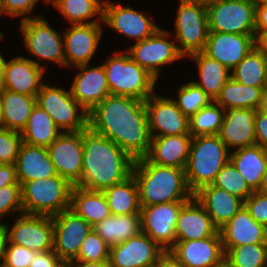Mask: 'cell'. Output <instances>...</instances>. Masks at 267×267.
I'll list each match as a JSON object with an SVG mask.
<instances>
[{"mask_svg":"<svg viewBox=\"0 0 267 267\" xmlns=\"http://www.w3.org/2000/svg\"><path fill=\"white\" fill-rule=\"evenodd\" d=\"M87 127L134 160L147 156L152 140L145 101L109 94L87 113Z\"/></svg>","mask_w":267,"mask_h":267,"instance_id":"6da1fadb","label":"cell"},{"mask_svg":"<svg viewBox=\"0 0 267 267\" xmlns=\"http://www.w3.org/2000/svg\"><path fill=\"white\" fill-rule=\"evenodd\" d=\"M81 188L103 191L132 176L135 160L109 138L83 130Z\"/></svg>","mask_w":267,"mask_h":267,"instance_id":"7a4b0ae2","label":"cell"},{"mask_svg":"<svg viewBox=\"0 0 267 267\" xmlns=\"http://www.w3.org/2000/svg\"><path fill=\"white\" fill-rule=\"evenodd\" d=\"M132 175L138 185L141 207L189 201L194 197L185 169L154 164L144 157L135 160Z\"/></svg>","mask_w":267,"mask_h":267,"instance_id":"3957f363","label":"cell"},{"mask_svg":"<svg viewBox=\"0 0 267 267\" xmlns=\"http://www.w3.org/2000/svg\"><path fill=\"white\" fill-rule=\"evenodd\" d=\"M228 150L219 135L192 138L185 174L193 193L214 182L217 174L230 160Z\"/></svg>","mask_w":267,"mask_h":267,"instance_id":"277c9868","label":"cell"},{"mask_svg":"<svg viewBox=\"0 0 267 267\" xmlns=\"http://www.w3.org/2000/svg\"><path fill=\"white\" fill-rule=\"evenodd\" d=\"M103 67L110 94L146 101L154 93L157 79L134 62L127 52L107 58Z\"/></svg>","mask_w":267,"mask_h":267,"instance_id":"5b68a950","label":"cell"},{"mask_svg":"<svg viewBox=\"0 0 267 267\" xmlns=\"http://www.w3.org/2000/svg\"><path fill=\"white\" fill-rule=\"evenodd\" d=\"M73 187L58 174L25 182L21 186L23 213L52 217L69 209Z\"/></svg>","mask_w":267,"mask_h":267,"instance_id":"8992f818","label":"cell"},{"mask_svg":"<svg viewBox=\"0 0 267 267\" xmlns=\"http://www.w3.org/2000/svg\"><path fill=\"white\" fill-rule=\"evenodd\" d=\"M206 8L209 32L255 35V0H216Z\"/></svg>","mask_w":267,"mask_h":267,"instance_id":"52a82bcc","label":"cell"},{"mask_svg":"<svg viewBox=\"0 0 267 267\" xmlns=\"http://www.w3.org/2000/svg\"><path fill=\"white\" fill-rule=\"evenodd\" d=\"M36 104L44 109L64 132H80L87 128V112L73 98L71 91L42 84ZM78 108L80 114L78 113Z\"/></svg>","mask_w":267,"mask_h":267,"instance_id":"ba28073f","label":"cell"},{"mask_svg":"<svg viewBox=\"0 0 267 267\" xmlns=\"http://www.w3.org/2000/svg\"><path fill=\"white\" fill-rule=\"evenodd\" d=\"M175 21V37L184 56L204 51L208 34V15L206 5L188 0H179Z\"/></svg>","mask_w":267,"mask_h":267,"instance_id":"9c48e42d","label":"cell"},{"mask_svg":"<svg viewBox=\"0 0 267 267\" xmlns=\"http://www.w3.org/2000/svg\"><path fill=\"white\" fill-rule=\"evenodd\" d=\"M24 45L32 55L65 66L62 35L48 25L41 16H25L20 21Z\"/></svg>","mask_w":267,"mask_h":267,"instance_id":"30bf717a","label":"cell"},{"mask_svg":"<svg viewBox=\"0 0 267 267\" xmlns=\"http://www.w3.org/2000/svg\"><path fill=\"white\" fill-rule=\"evenodd\" d=\"M187 201H173L141 207V231L168 252L176 243L179 211Z\"/></svg>","mask_w":267,"mask_h":267,"instance_id":"8fae6325","label":"cell"},{"mask_svg":"<svg viewBox=\"0 0 267 267\" xmlns=\"http://www.w3.org/2000/svg\"><path fill=\"white\" fill-rule=\"evenodd\" d=\"M170 36L168 31L160 28L152 36L136 42L126 52L134 62L158 79L161 66L184 57L178 45L168 41Z\"/></svg>","mask_w":267,"mask_h":267,"instance_id":"7c38bea8","label":"cell"},{"mask_svg":"<svg viewBox=\"0 0 267 267\" xmlns=\"http://www.w3.org/2000/svg\"><path fill=\"white\" fill-rule=\"evenodd\" d=\"M54 223L53 251L64 262L75 260L84 239L93 229L70 208L52 216Z\"/></svg>","mask_w":267,"mask_h":267,"instance_id":"4fadbf2b","label":"cell"},{"mask_svg":"<svg viewBox=\"0 0 267 267\" xmlns=\"http://www.w3.org/2000/svg\"><path fill=\"white\" fill-rule=\"evenodd\" d=\"M47 150L57 174L73 186H78L84 153L83 131L62 132Z\"/></svg>","mask_w":267,"mask_h":267,"instance_id":"5bb4252c","label":"cell"},{"mask_svg":"<svg viewBox=\"0 0 267 267\" xmlns=\"http://www.w3.org/2000/svg\"><path fill=\"white\" fill-rule=\"evenodd\" d=\"M166 251L142 231L110 247L109 267H154Z\"/></svg>","mask_w":267,"mask_h":267,"instance_id":"9a60e30c","label":"cell"},{"mask_svg":"<svg viewBox=\"0 0 267 267\" xmlns=\"http://www.w3.org/2000/svg\"><path fill=\"white\" fill-rule=\"evenodd\" d=\"M9 234V242L31 251L53 250L54 223L51 216L21 214L15 219Z\"/></svg>","mask_w":267,"mask_h":267,"instance_id":"2e32d148","label":"cell"},{"mask_svg":"<svg viewBox=\"0 0 267 267\" xmlns=\"http://www.w3.org/2000/svg\"><path fill=\"white\" fill-rule=\"evenodd\" d=\"M145 105L151 137L190 134L189 118L177 107L174 99L157 96L154 92Z\"/></svg>","mask_w":267,"mask_h":267,"instance_id":"e0dca14e","label":"cell"},{"mask_svg":"<svg viewBox=\"0 0 267 267\" xmlns=\"http://www.w3.org/2000/svg\"><path fill=\"white\" fill-rule=\"evenodd\" d=\"M168 252L187 267H220L225 264L220 231L200 240L176 241Z\"/></svg>","mask_w":267,"mask_h":267,"instance_id":"ac0fdd59","label":"cell"},{"mask_svg":"<svg viewBox=\"0 0 267 267\" xmlns=\"http://www.w3.org/2000/svg\"><path fill=\"white\" fill-rule=\"evenodd\" d=\"M119 33L137 42L152 36L158 29L157 25L151 22L144 13L133 8L124 7L119 3L115 5L105 1L103 4V22Z\"/></svg>","mask_w":267,"mask_h":267,"instance_id":"d6986e66","label":"cell"},{"mask_svg":"<svg viewBox=\"0 0 267 267\" xmlns=\"http://www.w3.org/2000/svg\"><path fill=\"white\" fill-rule=\"evenodd\" d=\"M63 33L65 66L73 63L74 67L89 64L102 35L101 25H71Z\"/></svg>","mask_w":267,"mask_h":267,"instance_id":"ffe728a7","label":"cell"},{"mask_svg":"<svg viewBox=\"0 0 267 267\" xmlns=\"http://www.w3.org/2000/svg\"><path fill=\"white\" fill-rule=\"evenodd\" d=\"M254 36L209 32L203 52L231 71L255 47Z\"/></svg>","mask_w":267,"mask_h":267,"instance_id":"44dd1931","label":"cell"},{"mask_svg":"<svg viewBox=\"0 0 267 267\" xmlns=\"http://www.w3.org/2000/svg\"><path fill=\"white\" fill-rule=\"evenodd\" d=\"M46 66H41L39 61L26 57H14L5 60L4 82L5 89L29 96H37L42 86V78Z\"/></svg>","mask_w":267,"mask_h":267,"instance_id":"7402d4cb","label":"cell"},{"mask_svg":"<svg viewBox=\"0 0 267 267\" xmlns=\"http://www.w3.org/2000/svg\"><path fill=\"white\" fill-rule=\"evenodd\" d=\"M88 66L89 64L76 67L81 72L76 75L70 88L73 98L87 113L110 94L103 65Z\"/></svg>","mask_w":267,"mask_h":267,"instance_id":"603a6c76","label":"cell"},{"mask_svg":"<svg viewBox=\"0 0 267 267\" xmlns=\"http://www.w3.org/2000/svg\"><path fill=\"white\" fill-rule=\"evenodd\" d=\"M219 231L225 253L236 246L267 243V228L257 223L244 205Z\"/></svg>","mask_w":267,"mask_h":267,"instance_id":"cb8c5ba5","label":"cell"},{"mask_svg":"<svg viewBox=\"0 0 267 267\" xmlns=\"http://www.w3.org/2000/svg\"><path fill=\"white\" fill-rule=\"evenodd\" d=\"M175 229L176 241L200 240L219 232L211 216L195 197L182 206Z\"/></svg>","mask_w":267,"mask_h":267,"instance_id":"d4e9b609","label":"cell"},{"mask_svg":"<svg viewBox=\"0 0 267 267\" xmlns=\"http://www.w3.org/2000/svg\"><path fill=\"white\" fill-rule=\"evenodd\" d=\"M256 110L243 108L225 109V116L219 136L227 148L236 149L255 144Z\"/></svg>","mask_w":267,"mask_h":267,"instance_id":"484cf974","label":"cell"},{"mask_svg":"<svg viewBox=\"0 0 267 267\" xmlns=\"http://www.w3.org/2000/svg\"><path fill=\"white\" fill-rule=\"evenodd\" d=\"M192 138L191 134L152 137L146 158L154 164L185 169Z\"/></svg>","mask_w":267,"mask_h":267,"instance_id":"4316f807","label":"cell"},{"mask_svg":"<svg viewBox=\"0 0 267 267\" xmlns=\"http://www.w3.org/2000/svg\"><path fill=\"white\" fill-rule=\"evenodd\" d=\"M18 183L56 176L57 172L52 163L47 147L32 146L22 143L15 161Z\"/></svg>","mask_w":267,"mask_h":267,"instance_id":"83f0119b","label":"cell"},{"mask_svg":"<svg viewBox=\"0 0 267 267\" xmlns=\"http://www.w3.org/2000/svg\"><path fill=\"white\" fill-rule=\"evenodd\" d=\"M194 197L204 207L219 229L244 205L241 198L212 184L201 187L194 193Z\"/></svg>","mask_w":267,"mask_h":267,"instance_id":"f1b7e54d","label":"cell"},{"mask_svg":"<svg viewBox=\"0 0 267 267\" xmlns=\"http://www.w3.org/2000/svg\"><path fill=\"white\" fill-rule=\"evenodd\" d=\"M230 161L242 174L248 186L257 191L267 170V148L254 144L235 149L230 155Z\"/></svg>","mask_w":267,"mask_h":267,"instance_id":"f546056e","label":"cell"},{"mask_svg":"<svg viewBox=\"0 0 267 267\" xmlns=\"http://www.w3.org/2000/svg\"><path fill=\"white\" fill-rule=\"evenodd\" d=\"M92 228L109 247H112L141 232V216L140 214L110 215Z\"/></svg>","mask_w":267,"mask_h":267,"instance_id":"4dcf8cb0","label":"cell"},{"mask_svg":"<svg viewBox=\"0 0 267 267\" xmlns=\"http://www.w3.org/2000/svg\"><path fill=\"white\" fill-rule=\"evenodd\" d=\"M70 209L91 226L111 215L102 191H92L79 186L73 187Z\"/></svg>","mask_w":267,"mask_h":267,"instance_id":"1f68e13d","label":"cell"},{"mask_svg":"<svg viewBox=\"0 0 267 267\" xmlns=\"http://www.w3.org/2000/svg\"><path fill=\"white\" fill-rule=\"evenodd\" d=\"M199 70L200 81L193 82L200 87L213 101L219 96L221 89L231 78V71L216 59L206 55L203 51L190 55Z\"/></svg>","mask_w":267,"mask_h":267,"instance_id":"d6a6232c","label":"cell"},{"mask_svg":"<svg viewBox=\"0 0 267 267\" xmlns=\"http://www.w3.org/2000/svg\"><path fill=\"white\" fill-rule=\"evenodd\" d=\"M61 133L51 116L36 104L21 136L23 142L28 145L48 147Z\"/></svg>","mask_w":267,"mask_h":267,"instance_id":"836d02e7","label":"cell"},{"mask_svg":"<svg viewBox=\"0 0 267 267\" xmlns=\"http://www.w3.org/2000/svg\"><path fill=\"white\" fill-rule=\"evenodd\" d=\"M3 104V127L22 132L33 107L36 105V96L23 95L5 89L1 95Z\"/></svg>","mask_w":267,"mask_h":267,"instance_id":"e575fe53","label":"cell"},{"mask_svg":"<svg viewBox=\"0 0 267 267\" xmlns=\"http://www.w3.org/2000/svg\"><path fill=\"white\" fill-rule=\"evenodd\" d=\"M102 192L109 205L111 215L140 214L139 190L133 175Z\"/></svg>","mask_w":267,"mask_h":267,"instance_id":"d590c367","label":"cell"},{"mask_svg":"<svg viewBox=\"0 0 267 267\" xmlns=\"http://www.w3.org/2000/svg\"><path fill=\"white\" fill-rule=\"evenodd\" d=\"M264 89L241 84L231 77L221 89L215 102L224 109L237 107L257 110Z\"/></svg>","mask_w":267,"mask_h":267,"instance_id":"8d00e7d4","label":"cell"},{"mask_svg":"<svg viewBox=\"0 0 267 267\" xmlns=\"http://www.w3.org/2000/svg\"><path fill=\"white\" fill-rule=\"evenodd\" d=\"M231 77L241 84L267 87V57L255 47L231 70Z\"/></svg>","mask_w":267,"mask_h":267,"instance_id":"74e56055","label":"cell"},{"mask_svg":"<svg viewBox=\"0 0 267 267\" xmlns=\"http://www.w3.org/2000/svg\"><path fill=\"white\" fill-rule=\"evenodd\" d=\"M103 4L104 0H56L53 5L70 22L69 24L79 25L103 22ZM92 17L97 19L88 21Z\"/></svg>","mask_w":267,"mask_h":267,"instance_id":"f35d334b","label":"cell"},{"mask_svg":"<svg viewBox=\"0 0 267 267\" xmlns=\"http://www.w3.org/2000/svg\"><path fill=\"white\" fill-rule=\"evenodd\" d=\"M224 116L225 109L212 101L189 118L191 136L219 135Z\"/></svg>","mask_w":267,"mask_h":267,"instance_id":"ab89813d","label":"cell"},{"mask_svg":"<svg viewBox=\"0 0 267 267\" xmlns=\"http://www.w3.org/2000/svg\"><path fill=\"white\" fill-rule=\"evenodd\" d=\"M229 267H264L267 265V243L241 245L225 253Z\"/></svg>","mask_w":267,"mask_h":267,"instance_id":"60d3db41","label":"cell"},{"mask_svg":"<svg viewBox=\"0 0 267 267\" xmlns=\"http://www.w3.org/2000/svg\"><path fill=\"white\" fill-rule=\"evenodd\" d=\"M212 185L241 198L243 201L254 192L230 160L217 174Z\"/></svg>","mask_w":267,"mask_h":267,"instance_id":"b9f144b4","label":"cell"},{"mask_svg":"<svg viewBox=\"0 0 267 267\" xmlns=\"http://www.w3.org/2000/svg\"><path fill=\"white\" fill-rule=\"evenodd\" d=\"M178 100H174L182 113L190 118L201 108L208 106L213 100L193 81L183 84L178 91Z\"/></svg>","mask_w":267,"mask_h":267,"instance_id":"7bdbcfd3","label":"cell"},{"mask_svg":"<svg viewBox=\"0 0 267 267\" xmlns=\"http://www.w3.org/2000/svg\"><path fill=\"white\" fill-rule=\"evenodd\" d=\"M110 247L92 229L81 244L78 257L73 261L108 262Z\"/></svg>","mask_w":267,"mask_h":267,"instance_id":"ee69618b","label":"cell"},{"mask_svg":"<svg viewBox=\"0 0 267 267\" xmlns=\"http://www.w3.org/2000/svg\"><path fill=\"white\" fill-rule=\"evenodd\" d=\"M22 143L20 132L0 127V164H15Z\"/></svg>","mask_w":267,"mask_h":267,"instance_id":"f6af8a7d","label":"cell"},{"mask_svg":"<svg viewBox=\"0 0 267 267\" xmlns=\"http://www.w3.org/2000/svg\"><path fill=\"white\" fill-rule=\"evenodd\" d=\"M14 211H20V214H23L20 184H11L0 188V218Z\"/></svg>","mask_w":267,"mask_h":267,"instance_id":"bcb514c9","label":"cell"},{"mask_svg":"<svg viewBox=\"0 0 267 267\" xmlns=\"http://www.w3.org/2000/svg\"><path fill=\"white\" fill-rule=\"evenodd\" d=\"M37 253L9 242L2 267H29Z\"/></svg>","mask_w":267,"mask_h":267,"instance_id":"7dc6e473","label":"cell"},{"mask_svg":"<svg viewBox=\"0 0 267 267\" xmlns=\"http://www.w3.org/2000/svg\"><path fill=\"white\" fill-rule=\"evenodd\" d=\"M244 206L257 223L267 228V193L254 191L244 201Z\"/></svg>","mask_w":267,"mask_h":267,"instance_id":"c3c4849f","label":"cell"},{"mask_svg":"<svg viewBox=\"0 0 267 267\" xmlns=\"http://www.w3.org/2000/svg\"><path fill=\"white\" fill-rule=\"evenodd\" d=\"M6 14L12 17L30 13L39 0H3Z\"/></svg>","mask_w":267,"mask_h":267,"instance_id":"681fc988","label":"cell"},{"mask_svg":"<svg viewBox=\"0 0 267 267\" xmlns=\"http://www.w3.org/2000/svg\"><path fill=\"white\" fill-rule=\"evenodd\" d=\"M29 267H65V263L53 250H49L37 253Z\"/></svg>","mask_w":267,"mask_h":267,"instance_id":"f907efd6","label":"cell"},{"mask_svg":"<svg viewBox=\"0 0 267 267\" xmlns=\"http://www.w3.org/2000/svg\"><path fill=\"white\" fill-rule=\"evenodd\" d=\"M255 144L267 148V113L256 110Z\"/></svg>","mask_w":267,"mask_h":267,"instance_id":"816d5d0a","label":"cell"},{"mask_svg":"<svg viewBox=\"0 0 267 267\" xmlns=\"http://www.w3.org/2000/svg\"><path fill=\"white\" fill-rule=\"evenodd\" d=\"M11 184H19L15 164H0V188Z\"/></svg>","mask_w":267,"mask_h":267,"instance_id":"f5cc1de1","label":"cell"},{"mask_svg":"<svg viewBox=\"0 0 267 267\" xmlns=\"http://www.w3.org/2000/svg\"><path fill=\"white\" fill-rule=\"evenodd\" d=\"M9 227L6 224L0 223V267H2L5 253L7 251L8 243H9Z\"/></svg>","mask_w":267,"mask_h":267,"instance_id":"db71d44e","label":"cell"},{"mask_svg":"<svg viewBox=\"0 0 267 267\" xmlns=\"http://www.w3.org/2000/svg\"><path fill=\"white\" fill-rule=\"evenodd\" d=\"M254 45L259 52L267 57V29H256Z\"/></svg>","mask_w":267,"mask_h":267,"instance_id":"11a10c76","label":"cell"},{"mask_svg":"<svg viewBox=\"0 0 267 267\" xmlns=\"http://www.w3.org/2000/svg\"><path fill=\"white\" fill-rule=\"evenodd\" d=\"M256 29H267V5H256Z\"/></svg>","mask_w":267,"mask_h":267,"instance_id":"9f6ffc18","label":"cell"},{"mask_svg":"<svg viewBox=\"0 0 267 267\" xmlns=\"http://www.w3.org/2000/svg\"><path fill=\"white\" fill-rule=\"evenodd\" d=\"M159 267H187L183 263L179 262L174 256L169 252H165L158 264Z\"/></svg>","mask_w":267,"mask_h":267,"instance_id":"6f0895ef","label":"cell"},{"mask_svg":"<svg viewBox=\"0 0 267 267\" xmlns=\"http://www.w3.org/2000/svg\"><path fill=\"white\" fill-rule=\"evenodd\" d=\"M65 267H109V266L108 262L71 261L65 263Z\"/></svg>","mask_w":267,"mask_h":267,"instance_id":"680465c9","label":"cell"},{"mask_svg":"<svg viewBox=\"0 0 267 267\" xmlns=\"http://www.w3.org/2000/svg\"><path fill=\"white\" fill-rule=\"evenodd\" d=\"M4 69H5V59L0 53V96L5 91Z\"/></svg>","mask_w":267,"mask_h":267,"instance_id":"91938a15","label":"cell"},{"mask_svg":"<svg viewBox=\"0 0 267 267\" xmlns=\"http://www.w3.org/2000/svg\"><path fill=\"white\" fill-rule=\"evenodd\" d=\"M258 111L267 113V87L263 90Z\"/></svg>","mask_w":267,"mask_h":267,"instance_id":"94428289","label":"cell"},{"mask_svg":"<svg viewBox=\"0 0 267 267\" xmlns=\"http://www.w3.org/2000/svg\"><path fill=\"white\" fill-rule=\"evenodd\" d=\"M257 191H261V192L267 193V170H266V172L264 173V175L262 177V181H261L260 187H259V189Z\"/></svg>","mask_w":267,"mask_h":267,"instance_id":"6125c7cd","label":"cell"},{"mask_svg":"<svg viewBox=\"0 0 267 267\" xmlns=\"http://www.w3.org/2000/svg\"><path fill=\"white\" fill-rule=\"evenodd\" d=\"M6 13L5 7H4V1L0 0V15ZM0 38H3V33L0 32Z\"/></svg>","mask_w":267,"mask_h":267,"instance_id":"be15d7a7","label":"cell"},{"mask_svg":"<svg viewBox=\"0 0 267 267\" xmlns=\"http://www.w3.org/2000/svg\"><path fill=\"white\" fill-rule=\"evenodd\" d=\"M188 1L201 3V4H204V5H208L210 3H213L216 0H188Z\"/></svg>","mask_w":267,"mask_h":267,"instance_id":"e7e4bbea","label":"cell"},{"mask_svg":"<svg viewBox=\"0 0 267 267\" xmlns=\"http://www.w3.org/2000/svg\"><path fill=\"white\" fill-rule=\"evenodd\" d=\"M0 127H3V104L0 96Z\"/></svg>","mask_w":267,"mask_h":267,"instance_id":"03108f58","label":"cell"},{"mask_svg":"<svg viewBox=\"0 0 267 267\" xmlns=\"http://www.w3.org/2000/svg\"><path fill=\"white\" fill-rule=\"evenodd\" d=\"M256 5H267V0H255Z\"/></svg>","mask_w":267,"mask_h":267,"instance_id":"003e7915","label":"cell"},{"mask_svg":"<svg viewBox=\"0 0 267 267\" xmlns=\"http://www.w3.org/2000/svg\"><path fill=\"white\" fill-rule=\"evenodd\" d=\"M54 4L56 2V0H45V3H51Z\"/></svg>","mask_w":267,"mask_h":267,"instance_id":"a7ac6f4b","label":"cell"},{"mask_svg":"<svg viewBox=\"0 0 267 267\" xmlns=\"http://www.w3.org/2000/svg\"><path fill=\"white\" fill-rule=\"evenodd\" d=\"M220 267H229V266L225 263L224 265H222Z\"/></svg>","mask_w":267,"mask_h":267,"instance_id":"89a4df30","label":"cell"}]
</instances>
